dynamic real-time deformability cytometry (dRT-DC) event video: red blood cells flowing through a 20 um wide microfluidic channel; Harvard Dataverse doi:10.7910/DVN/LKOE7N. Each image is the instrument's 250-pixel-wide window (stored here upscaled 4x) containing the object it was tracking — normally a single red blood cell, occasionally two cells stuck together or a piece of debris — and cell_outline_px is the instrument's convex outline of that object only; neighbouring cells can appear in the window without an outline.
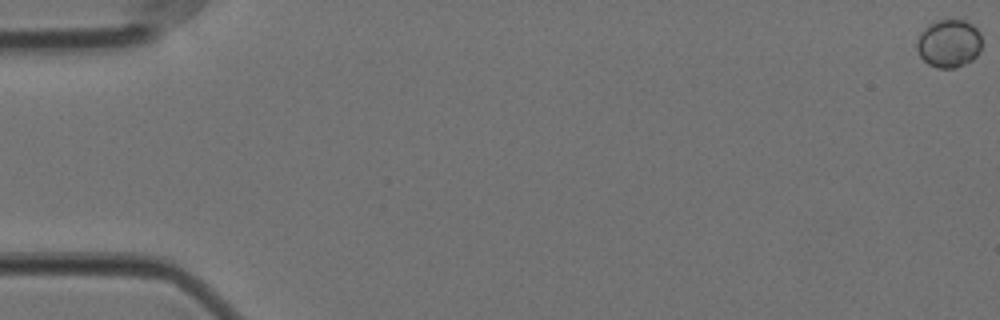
{"species": "Egyptian fruit bat (a non-hibernating species)", "species_latin": "Rousettus aegyptiacus", "temperature_condition": "cold", "stored_images_in_passage": 59, "camera_frame_rate_fps": 3000, "um_per_image_px": 0.085, "animal": {"sex": "female"}, "frame": {"image": 1, "passage_image": 1, "time_ms": 0.0, "image_size_px": [1000, 320], "cell_outline_px": [[980, 52], [972, 60], [956, 68], [936, 68], [928, 64], [920, 56], [916, 48], [916, 44], [920, 32], [928, 24], [940, 20], [964, 20], [972, 24], [980, 32]], "centroid_in_image_um": [80.64, 3.7], "position_along_channel_um": 4.4, "area_um2": 18.26}}
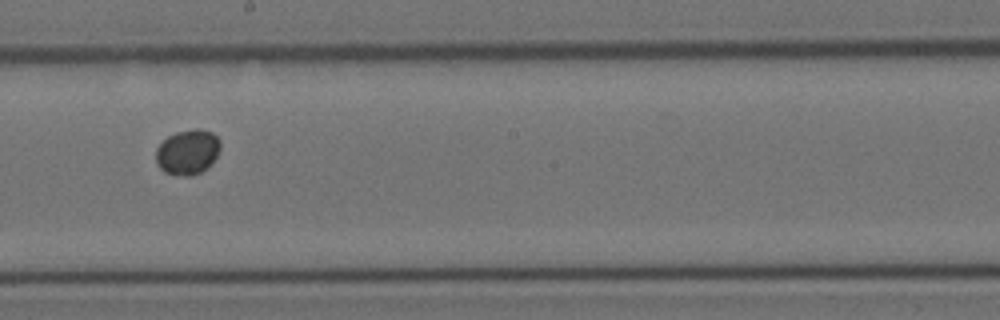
{"frame": {"image": 2, "passage_image": 34, "time_ms": 11.0, "image_size_px": [1000, 320], "cell_outline_px": [[220, 148], [216, 156], [208, 168], [200, 172], [188, 176], [184, 176], [164, 172], [156, 164], [156, 148], [168, 136], [176, 132], [196, 128], [200, 128], [212, 132], [220, 140]], "centroid_in_image_um": [15.95, 12.91], "position_along_channel_um": 232.3, "area_um2": 16.94}}
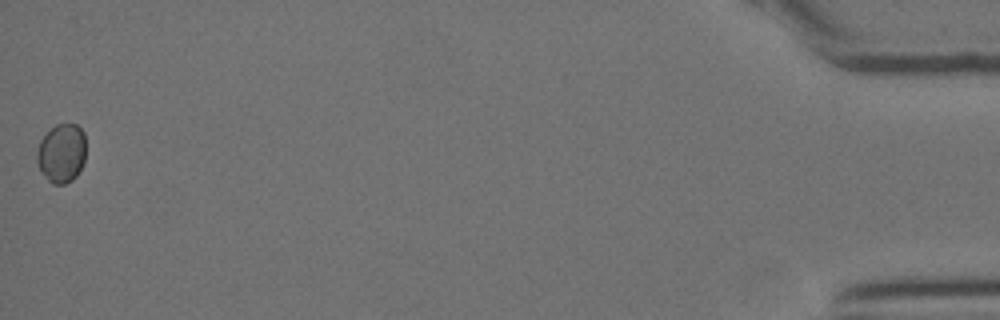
{"frame": {"image": 3, "passage_image": 59, "time_ms": 19.333, "image_size_px": [1000, 320], "cell_outline_px": [[84, 160], [76, 176], [72, 180], [64, 184], [52, 184], [48, 180], [40, 168], [36, 160], [36, 152], [40, 140], [56, 124], [76, 124], [84, 132]], "centroid_in_image_um": [5.22, 13.02], "position_along_channel_um": 430.0, "area_um2": 16.59}}